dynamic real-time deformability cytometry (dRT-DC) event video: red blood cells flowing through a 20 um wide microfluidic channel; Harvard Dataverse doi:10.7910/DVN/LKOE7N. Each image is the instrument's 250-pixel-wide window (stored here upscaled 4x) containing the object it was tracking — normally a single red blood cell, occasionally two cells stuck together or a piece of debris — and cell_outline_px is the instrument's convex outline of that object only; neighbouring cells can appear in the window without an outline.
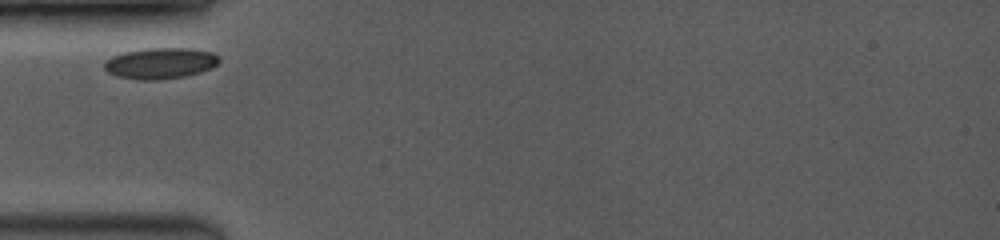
{"species": "common noctule bat (a hibernating species)", "species_latin": "Nyctalus noctula", "temperature_condition": "room temperature", "stored_images_in_passage": 2, "camera_frame_rate_fps": 3500, "um_per_image_px": 0.085, "animal": {"sex": "female", "body_mass_g": 19.0, "forearm_length_mm": 53.3}, "frame": {"image": 1, "passage_image": 1, "time_ms": 0.0, "image_size_px": [1000, 240], "cell_outline_px": [[220, 60], [212, 68], [200, 72], [184, 76], [156, 80], [140, 80], [116, 76], [108, 72], [104, 68], [104, 60], [112, 56], [124, 52], [148, 48], [192, 48], [212, 52], [220, 56]], "centroid_in_image_um": [13.63, 5.37], "position_along_channel_um": 71.4, "area_um2": 20.87}}